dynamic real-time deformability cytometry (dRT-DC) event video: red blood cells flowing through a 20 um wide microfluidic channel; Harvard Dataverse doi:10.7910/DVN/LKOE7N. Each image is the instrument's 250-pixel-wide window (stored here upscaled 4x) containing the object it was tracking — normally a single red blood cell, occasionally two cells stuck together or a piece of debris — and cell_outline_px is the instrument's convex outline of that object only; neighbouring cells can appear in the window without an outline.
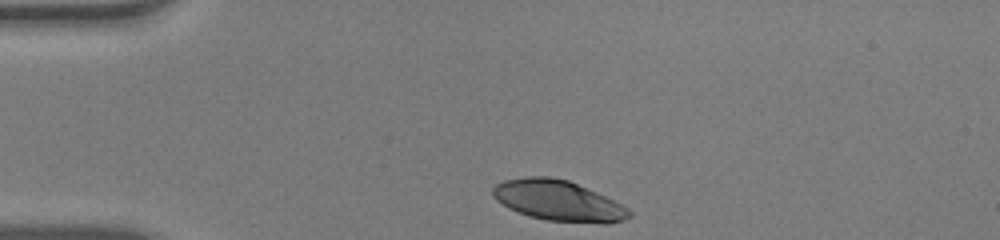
{"species": "human", "species_latin": "Homo sapiens", "temperature_condition": "warm", "stored_images_in_passage": 33, "camera_frame_rate_fps": 3000, "um_per_image_px": 0.085, "donor": {"sex": "male"}, "frame": {"image": 1, "passage_image": 1, "time_ms": 0.0, "image_size_px": [1000, 240], "cell_outline_px": [[632, 216], [624, 220], [608, 224], [604, 224], [548, 220], [528, 216], [508, 208], [496, 200], [492, 196], [492, 188], [496, 184], [504, 180], [524, 176], [548, 176], [568, 180], [596, 192], [628, 208], [632, 212]], "centroid_in_image_um": [47.43, 17.06], "position_along_channel_um": 37.6, "area_um2": 32.31}}
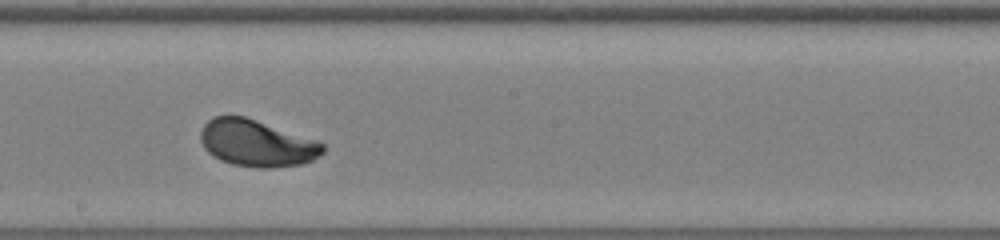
{"frame": {"image": 2, "passage_image": 19, "time_ms": 6.0, "image_size_px": [1000, 240], "cell_outline_px": [[324, 152], [312, 160], [300, 164], [272, 168], [256, 168], [232, 164], [220, 160], [208, 152], [204, 148], [200, 140], [200, 132], [204, 124], [208, 120], [216, 116], [244, 116], [320, 140], [324, 144]], "centroid_in_image_um": [21.84, 12.17], "position_along_channel_um": 226.4, "area_um2": 33.52}}
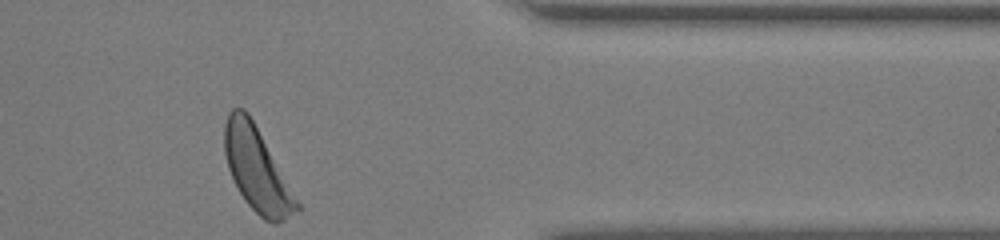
{"frame": {"image": 3, "passage_image": 33, "time_ms": 10.667, "image_size_px": [1000, 240], "cell_outline_px": [[300, 212], [276, 224], [272, 224], [264, 220], [244, 200], [228, 168], [224, 152], [224, 124], [228, 112], [232, 108], [244, 108], [248, 112], [300, 204]], "centroid_in_image_um": [21.83, 14.42], "position_along_channel_um": 389.6, "area_um2": 34.85}, "authors_computed_cell_mechanics": {"area_um2": 33.3506, "velocity_mm_per_s": 3.8714, "shape_relaxation_time_tau1_ms": 2.1161, "shape_relaxation_time_tau2_ms": null, "deformation_change_tau1": 0.1609, "deformation_change_tau2": null}}